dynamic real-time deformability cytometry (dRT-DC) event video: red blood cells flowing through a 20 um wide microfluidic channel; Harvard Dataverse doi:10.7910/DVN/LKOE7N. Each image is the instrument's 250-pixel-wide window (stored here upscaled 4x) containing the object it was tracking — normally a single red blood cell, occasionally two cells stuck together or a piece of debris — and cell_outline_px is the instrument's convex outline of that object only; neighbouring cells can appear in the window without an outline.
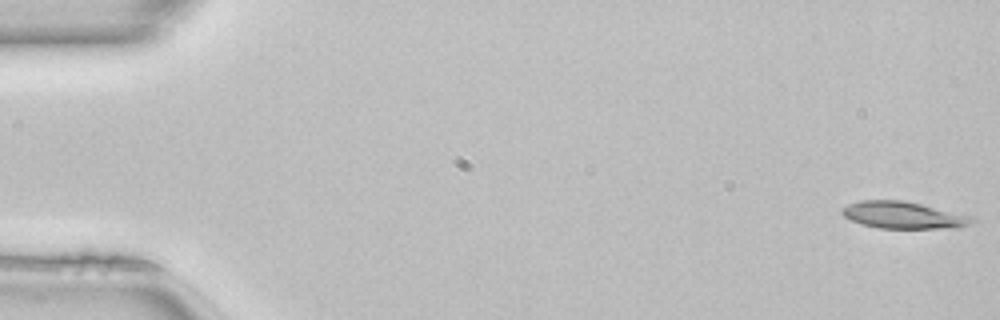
{"species": "common noctule bat (a hibernating species)", "species_latin": "Nyctalus noctula", "temperature_condition": "room temperature", "stored_images_in_passage": 51, "camera_frame_rate_fps": 3000, "um_per_image_px": 0.085, "animal": {"sex": "female", "body_mass_g": 22.7, "forearm_length_mm": 54.2}, "frame": {"image": 1, "passage_image": 1, "time_ms": 0.0, "image_size_px": [1000, 320], "cell_outline_px": [[976, 220], [968, 224], [956, 228], [876, 228], [860, 224], [844, 216], [840, 212], [840, 208], [848, 204], [860, 200], [904, 200], [972, 216]], "centroid_in_image_um": [76.73, 18.28], "position_along_channel_um": 8.3, "area_um2": 20.46}}
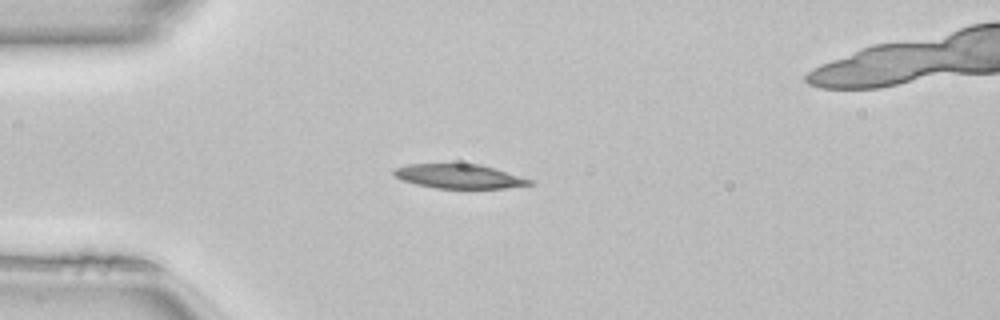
{"frame": {"image": 2, "passage_image": 13, "time_ms": 4.0, "image_size_px": [1000, 320], "cell_outline_px": [[536, 184], [504, 188], [436, 188], [416, 184], [400, 180], [392, 172], [396, 168], [408, 164], [480, 164], [536, 180]], "centroid_in_image_um": [39.09, 14.99], "position_along_channel_um": 45.9, "area_um2": 19.25}}
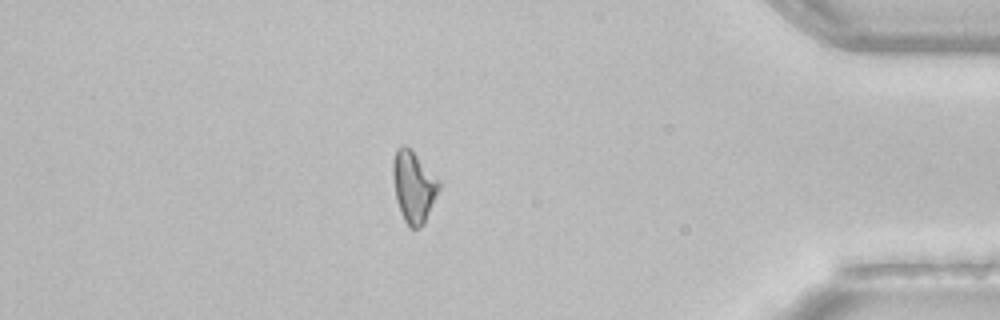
{"frame": {"image": 3, "passage_image": 43, "time_ms": 14.0, "image_size_px": [1000, 320], "cell_outline_px": [[440, 188], [424, 224], [420, 228], [412, 228], [404, 220], [400, 212], [396, 200], [392, 176], [392, 160], [396, 148], [400, 144], [404, 144], [440, 180]], "centroid_in_image_um": [35.13, 15.87], "position_along_channel_um": 400.1, "area_um2": 19.13}}